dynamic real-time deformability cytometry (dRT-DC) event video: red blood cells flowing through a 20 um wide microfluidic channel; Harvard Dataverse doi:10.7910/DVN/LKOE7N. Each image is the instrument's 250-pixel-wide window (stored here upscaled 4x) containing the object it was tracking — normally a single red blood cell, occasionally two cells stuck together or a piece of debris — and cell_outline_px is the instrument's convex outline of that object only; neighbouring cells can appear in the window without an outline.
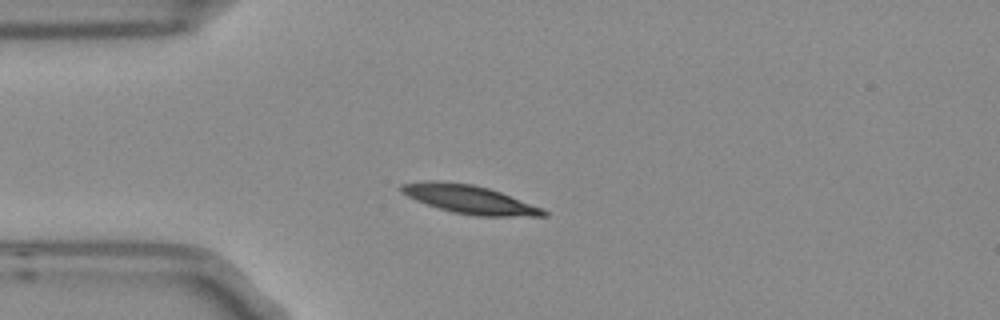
{"species": "Egyptian fruit bat (a non-hibernating species)", "species_latin": "Rousettus aegyptiacus", "temperature_condition": "room temperature", "stored_images_in_passage": 6, "camera_frame_rate_fps": 3000, "um_per_image_px": 0.085, "frame": {"image": 1, "passage_image": 3, "time_ms": 0.667, "image_size_px": [1000, 320], "cell_outline_px": [[548, 216], [476, 216], [452, 212], [416, 200], [400, 192], [400, 184], [424, 180], [440, 180], [472, 184], [488, 188], [500, 192], [544, 208], [548, 212]], "centroid_in_image_um": [39.9, 16.93], "position_along_channel_um": 45.1, "area_um2": 23.64}}
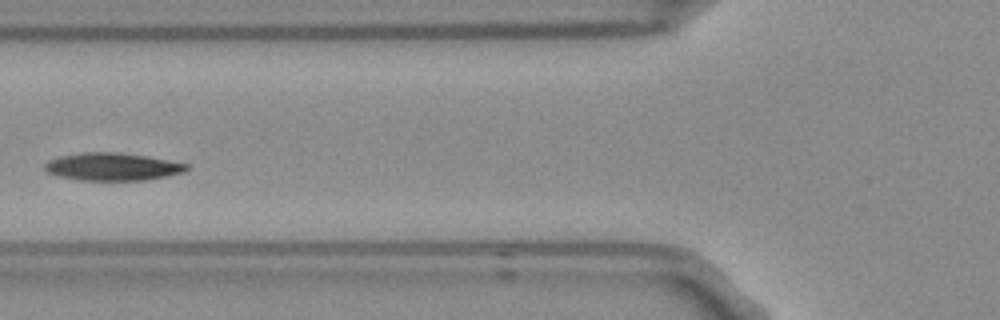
{"frame": {"image": 2, "passage_image": 5, "time_ms": 1.333, "image_size_px": [1000, 320], "cell_outline_px": [[188, 168], [184, 172], [144, 180], [80, 180], [60, 176], [48, 172], [44, 168], [44, 164], [48, 160], [60, 156], [84, 152], [112, 152], [144, 156], [188, 164]], "centroid_in_image_um": [9.51, 14.17], "position_along_channel_um": 116.3, "area_um2": 22.43}}